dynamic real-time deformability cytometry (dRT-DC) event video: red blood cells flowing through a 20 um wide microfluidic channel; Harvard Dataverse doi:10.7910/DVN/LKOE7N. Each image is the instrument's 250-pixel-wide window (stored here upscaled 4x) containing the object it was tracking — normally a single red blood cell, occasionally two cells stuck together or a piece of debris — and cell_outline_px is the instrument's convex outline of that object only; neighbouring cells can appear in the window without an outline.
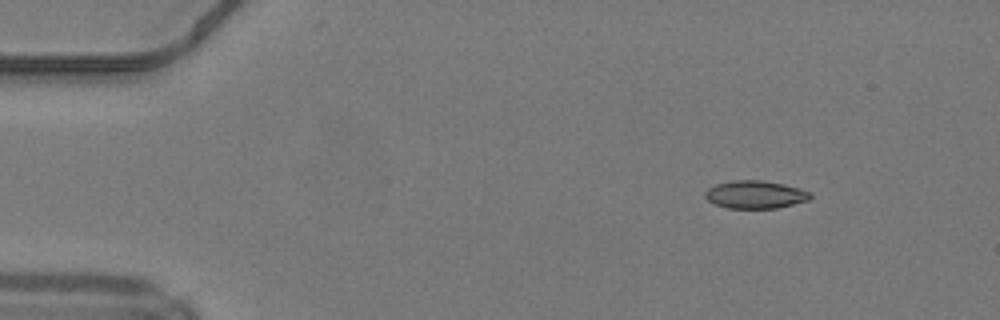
{"species": "common noctule bat (a hibernating species)", "species_latin": "Nyctalus noctula", "temperature_condition": "warm", "stored_images_in_passage": 43, "camera_frame_rate_fps": 3000, "um_per_image_px": 0.085, "animal": {"sex": "male", "body_mass_g": 19.2, "forearm_length_mm": 51.8}, "frame": {"image": 1, "passage_image": 1, "time_ms": 0.0, "image_size_px": [1000, 320], "cell_outline_px": [[812, 196], [808, 200], [776, 208], [728, 208], [716, 204], [708, 200], [704, 196], [704, 192], [708, 188], [716, 184], [732, 180], [760, 180], [784, 184], [800, 188], [812, 192]], "centroid_in_image_um": [64.2, 16.53], "position_along_channel_um": 20.8, "area_um2": 17.05}}
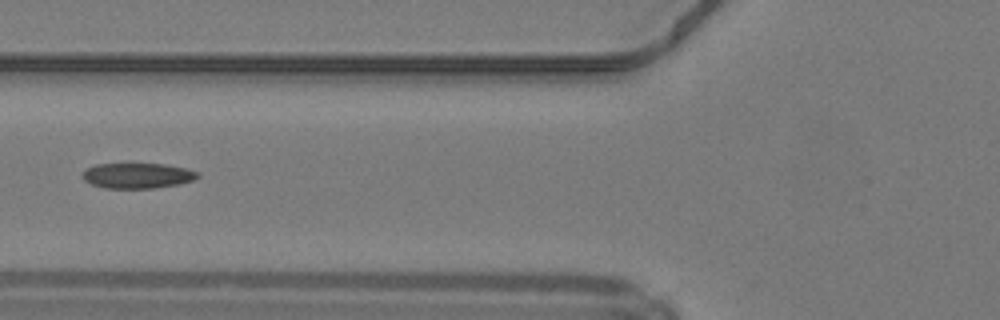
{"frame": {"image": 2, "passage_image": 14, "time_ms": 4.333, "image_size_px": [1000, 320], "cell_outline_px": [[200, 176], [192, 180], [180, 184], [156, 188], [104, 188], [92, 184], [84, 180], [80, 176], [88, 168], [96, 164], [128, 160], [164, 164], [184, 168], [200, 172]], "centroid_in_image_um": [11.66, 14.87], "position_along_channel_um": 114.1, "area_um2": 17.98}}
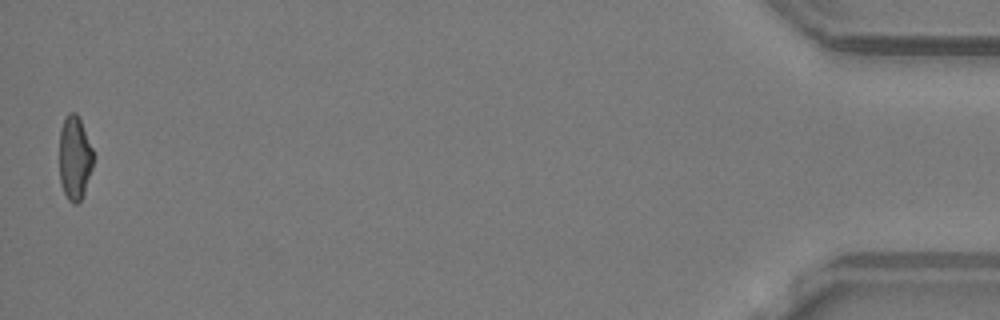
{"frame": {"image": 3, "passage_image": 43, "time_ms": 14.0, "image_size_px": [1000, 320], "cell_outline_px": [[92, 168], [84, 192], [80, 200], [76, 204], [72, 204], [68, 200], [60, 184], [60, 128], [68, 112], [76, 112], [80, 120], [92, 148]], "centroid_in_image_um": [6.33, 13.43], "position_along_channel_um": 428.9, "area_um2": 16.36}, "authors_computed_cell_mechanics": {"area_um2": 17.5134, "velocity_mm_per_s": 4.2539, "shape_relaxation_time_tau1_ms": null, "shape_relaxation_time_tau2_ms": 2.0099, "deformation_change_tau1": null, "deformation_change_tau2": 0.0835}}